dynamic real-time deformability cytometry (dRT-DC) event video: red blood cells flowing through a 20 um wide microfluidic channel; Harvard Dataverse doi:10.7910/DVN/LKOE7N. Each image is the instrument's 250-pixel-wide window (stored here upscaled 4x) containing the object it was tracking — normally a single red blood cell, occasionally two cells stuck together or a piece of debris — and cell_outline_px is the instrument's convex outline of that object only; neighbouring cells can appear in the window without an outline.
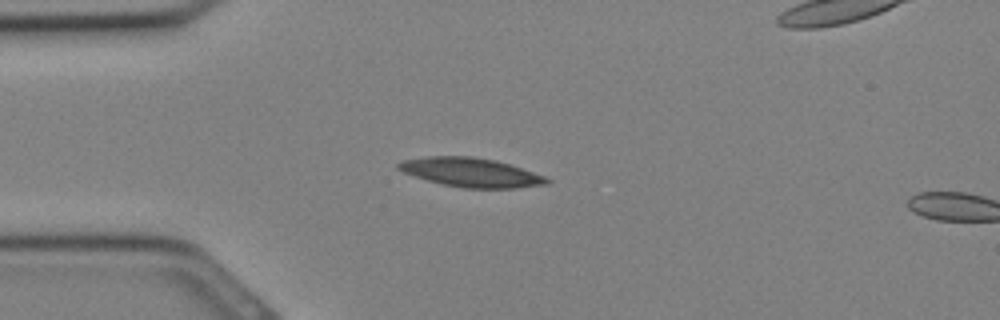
{"species": "Egyptian fruit bat (a non-hibernating species)", "species_latin": "Rousettus aegyptiacus", "temperature_condition": "cold", "stored_images_in_passage": 2, "camera_frame_rate_fps": 3000, "um_per_image_px": 0.085, "animal": {"sex": "female"}, "frame": {"image": 1, "passage_image": 1, "time_ms": 0.0, "image_size_px": [1000, 320], "cell_outline_px": [[552, 180], [548, 184], [516, 188], [464, 188], [444, 184], [428, 180], [404, 172], [396, 168], [396, 164], [400, 160], [428, 156], [472, 156], [496, 160], [544, 176]], "centroid_in_image_um": [40.01, 14.65], "position_along_channel_um": 45.0, "area_um2": 24.97}}